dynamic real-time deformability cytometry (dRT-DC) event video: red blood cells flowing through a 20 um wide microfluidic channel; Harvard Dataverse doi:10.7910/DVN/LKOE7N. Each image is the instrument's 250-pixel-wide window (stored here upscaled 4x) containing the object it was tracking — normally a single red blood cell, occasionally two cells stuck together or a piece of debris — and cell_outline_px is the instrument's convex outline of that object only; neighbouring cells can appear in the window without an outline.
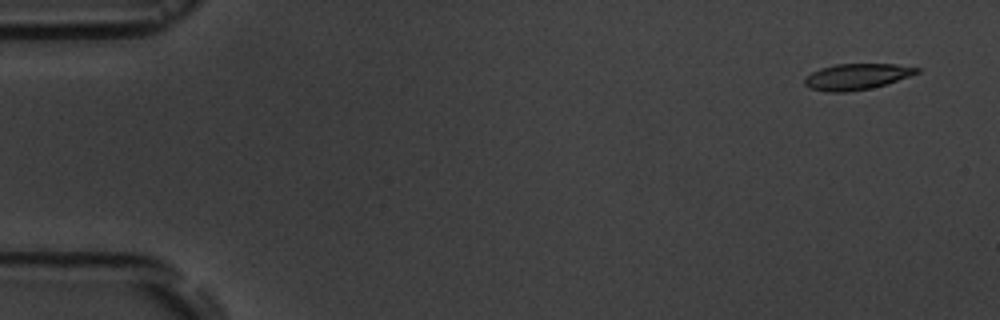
{"species": "common noctule bat (a hibernating species)", "species_latin": "Nyctalus noctula", "temperature_condition": "room temperature", "stored_images_in_passage": 5, "camera_frame_rate_fps": 3000, "um_per_image_px": 0.085, "animal": {"sex": "male", "body_mass_g": 19.5, "forearm_length_mm": 54.6}, "frame": {"image": 1, "passage_image": 1, "time_ms": 0.0, "image_size_px": [1000, 320], "cell_outline_px": [[920, 72], [884, 84], [868, 88], [848, 92], [828, 92], [808, 88], [804, 84], [804, 80], [812, 72], [820, 68], [836, 64], [896, 64], [920, 68]], "centroid_in_image_um": [72.78, 6.51], "position_along_channel_um": 12.2, "area_um2": 16.76}}
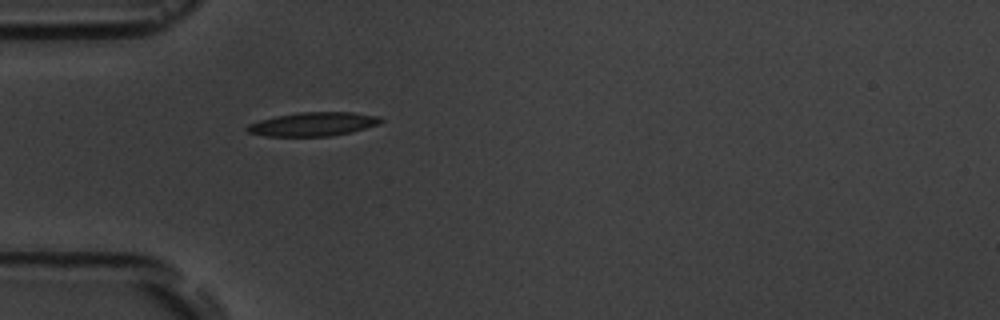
{"frame": {"image": 2, "passage_image": 5, "time_ms": 4.667, "image_size_px": [1000, 320], "cell_outline_px": [[384, 120], [380, 124], [352, 132], [328, 136], [264, 136], [248, 132], [244, 128], [248, 124], [260, 120], [276, 116], [300, 112], [352, 112], [380, 116]], "centroid_in_image_um": [26.64, 10.55], "position_along_channel_um": 58.4, "area_um2": 18.61}}